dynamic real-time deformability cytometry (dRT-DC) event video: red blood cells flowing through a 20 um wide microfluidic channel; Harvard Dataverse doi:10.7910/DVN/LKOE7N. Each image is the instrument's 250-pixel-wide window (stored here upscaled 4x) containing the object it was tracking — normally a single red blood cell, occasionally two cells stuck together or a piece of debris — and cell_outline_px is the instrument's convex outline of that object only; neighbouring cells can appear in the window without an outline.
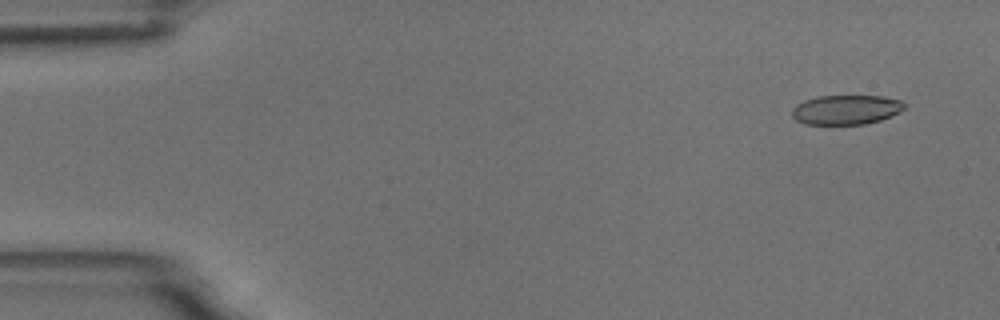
{"species": "common noctule bat (a hibernating species)", "species_latin": "Nyctalus noctula", "temperature_condition": "room temperature", "stored_images_in_passage": 6, "camera_frame_rate_fps": 3000, "um_per_image_px": 0.085, "animal": {"sex": "male", "body_mass_g": 18.8}, "frame": {"image": 1, "passage_image": 1, "time_ms": 0.0, "image_size_px": [1000, 320], "cell_outline_px": [[904, 108], [900, 112], [892, 116], [880, 120], [864, 124], [804, 124], [796, 120], [792, 116], [792, 108], [796, 104], [804, 100], [820, 96], [880, 96], [900, 100], [904, 104]], "centroid_in_image_um": [71.89, 9.33], "position_along_channel_um": 13.1, "area_um2": 19.31}}
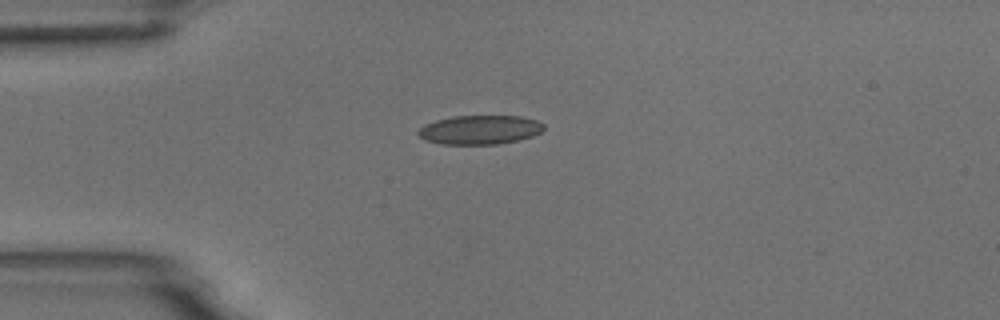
{"frame": {"image": 2, "passage_image": 4, "time_ms": 3.333, "image_size_px": [1000, 320], "cell_outline_px": [[544, 128], [540, 132], [532, 136], [516, 140], [496, 144], [440, 144], [424, 140], [416, 132], [424, 124], [436, 120], [452, 116], [520, 116], [536, 120], [544, 124]], "centroid_in_image_um": [40.75, 11.03], "position_along_channel_um": 44.3, "area_um2": 21.21}}
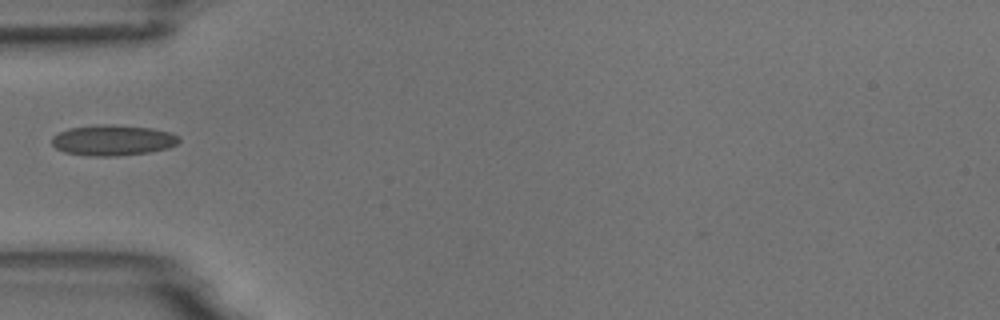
{"frame": {"image": 3, "passage_image": 5, "time_ms": 4.667, "image_size_px": [1000, 320], "cell_outline_px": [[180, 140], [176, 144], [168, 148], [148, 152], [116, 156], [92, 156], [64, 152], [56, 148], [52, 144], [52, 136], [68, 128], [100, 124], [108, 124], [152, 128], [172, 132], [180, 136]], "centroid_in_image_um": [9.6, 11.91], "position_along_channel_um": 75.4, "area_um2": 22.77}}